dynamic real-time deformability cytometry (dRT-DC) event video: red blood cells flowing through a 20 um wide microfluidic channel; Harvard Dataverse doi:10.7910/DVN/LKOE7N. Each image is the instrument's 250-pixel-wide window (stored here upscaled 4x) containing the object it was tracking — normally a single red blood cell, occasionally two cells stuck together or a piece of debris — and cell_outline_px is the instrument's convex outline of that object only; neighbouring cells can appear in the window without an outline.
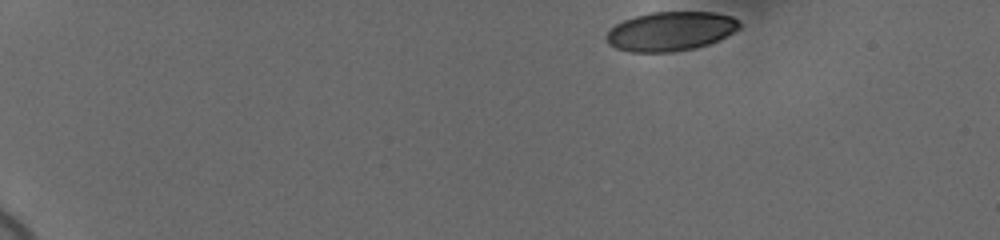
{"species": "human", "species_latin": "Homo sapiens", "temperature_condition": "cold", "stored_images_in_passage": 46, "camera_frame_rate_fps": 3000, "um_per_image_px": 0.085, "donor": {"sex": "female"}, "frame": {"image": 1, "passage_image": 1, "time_ms": 0.0, "image_size_px": [1000, 240], "cell_outline_px": [[740, 28], [708, 44], [692, 48], [672, 52], [632, 52], [616, 48], [608, 44], [604, 36], [616, 24], [624, 20], [636, 16], [652, 12], [716, 12], [732, 16], [740, 24]], "centroid_in_image_um": [56.96, 2.65], "position_along_channel_um": 28.0, "area_um2": 30.11}}
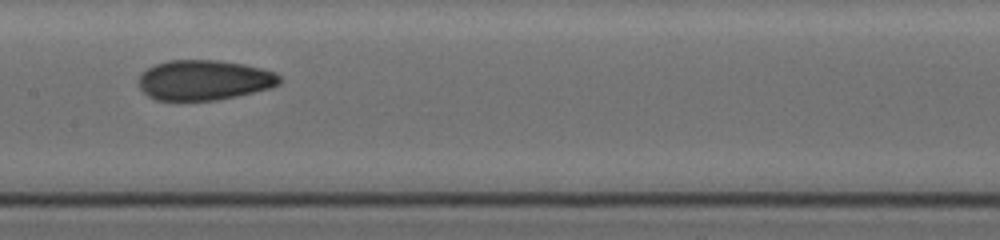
{"frame": {"image": 2, "passage_image": 24, "time_ms": 7.667, "image_size_px": [1000, 240], "cell_outline_px": [[284, 80], [280, 84], [272, 88], [236, 96], [216, 100], [156, 100], [148, 96], [140, 88], [140, 76], [148, 68], [156, 64], [168, 60], [216, 60], [244, 64], [276, 72]], "centroid_in_image_um": [17.41, 6.81], "position_along_channel_um": 190.0, "area_um2": 32.95}}
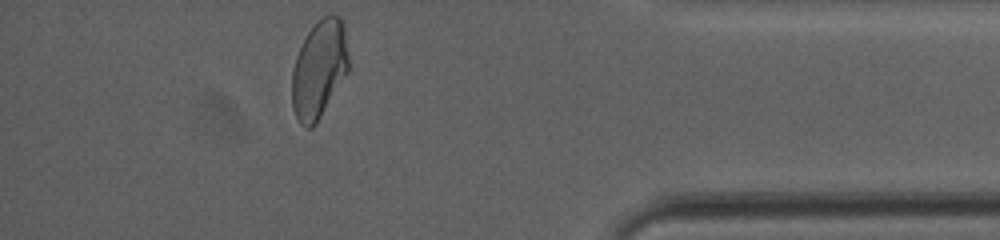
{"frame": {"image": 3, "passage_image": 44, "time_ms": 14.333, "image_size_px": [1000, 240], "cell_outline_px": [[348, 72], [316, 124], [312, 128], [308, 128], [300, 124], [292, 108], [292, 68], [296, 56], [308, 32], [324, 16], [332, 12], [340, 16], [344, 20], [348, 56]], "centroid_in_image_um": [27.14, 5.87], "position_along_channel_um": 408.1, "area_um2": 32.37}, "authors_computed_cell_mechanics": {"area_um2": 32.6281, "velocity_mm_per_s": 3.671, "shape_relaxation_time_tau1_ms": null, "shape_relaxation_time_tau2_ms": 1.386, "deformation_change_tau1": null, "deformation_change_tau2": 0.0657}}